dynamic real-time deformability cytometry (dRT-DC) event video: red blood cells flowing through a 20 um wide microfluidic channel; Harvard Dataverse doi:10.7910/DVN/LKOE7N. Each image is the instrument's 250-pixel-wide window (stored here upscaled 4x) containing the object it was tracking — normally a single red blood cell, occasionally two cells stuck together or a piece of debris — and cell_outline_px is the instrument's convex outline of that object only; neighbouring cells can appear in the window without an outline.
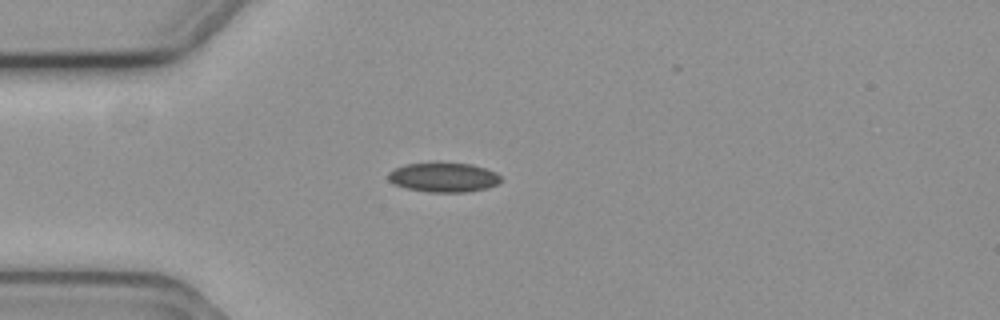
{"species": "common noctule bat (a hibernating species)", "species_latin": "Nyctalus noctula", "temperature_condition": "cold", "stored_images_in_passage": 2, "camera_frame_rate_fps": 3000, "um_per_image_px": 0.085, "animal": {"sex": "female", "body_mass_g": 19.3, "forearm_length_mm": 54.1}, "frame": {"image": 1, "passage_image": 1, "time_ms": 0.0, "image_size_px": [1000, 320], "cell_outline_px": [[500, 180], [496, 184], [484, 188], [464, 192], [428, 192], [404, 188], [392, 184], [388, 180], [388, 172], [396, 168], [408, 164], [472, 164], [496, 172], [500, 176]], "centroid_in_image_um": [37.66, 15.09], "position_along_channel_um": 47.3, "area_um2": 18.9}}